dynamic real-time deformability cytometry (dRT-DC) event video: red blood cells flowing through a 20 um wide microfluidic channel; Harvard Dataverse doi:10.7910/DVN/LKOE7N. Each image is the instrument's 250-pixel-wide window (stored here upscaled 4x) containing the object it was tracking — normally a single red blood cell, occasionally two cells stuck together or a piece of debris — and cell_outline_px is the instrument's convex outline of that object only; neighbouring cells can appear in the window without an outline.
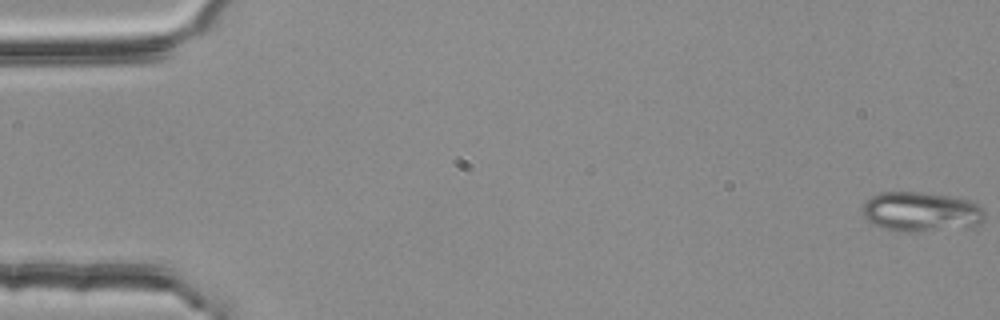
{"species": "common noctule bat (a hibernating species)", "species_latin": "Nyctalus noctula", "temperature_condition": "room temperature", "stored_images_in_passage": 55, "camera_frame_rate_fps": 3000, "um_per_image_px": 0.085, "animal": {"sex": "female", "body_mass_g": 25.1}, "frame": {"image": 1, "passage_image": 1, "time_ms": 0.0, "image_size_px": [1000, 320], "cell_outline_px": [[984, 220], [972, 228], [916, 232], [888, 232], [872, 224], [864, 216], [860, 208], [864, 200], [872, 196], [884, 192], [920, 192], [948, 196], [968, 200], [984, 208]], "centroid_in_image_um": [78.26, 18.04], "position_along_channel_um": 6.7, "area_um2": 29.07}}
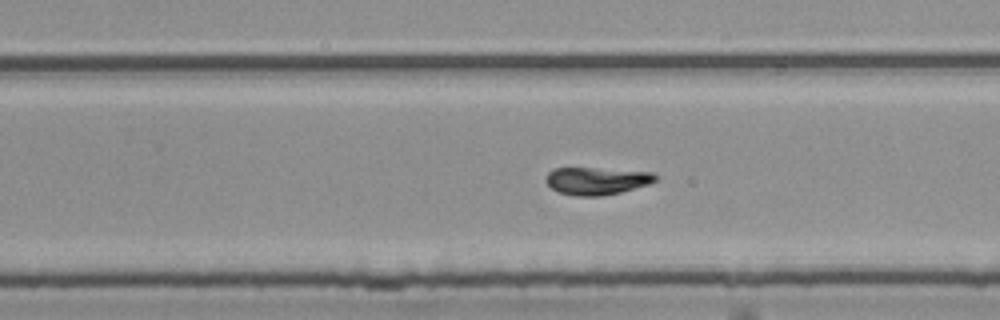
{"frame": {"image": 2, "passage_image": 35, "time_ms": 11.333, "image_size_px": [1000, 320], "cell_outline_px": [[656, 180], [648, 184], [620, 192], [600, 196], [576, 196], [560, 192], [552, 188], [544, 180], [548, 172], [552, 168], [592, 168], [652, 172], [656, 176]], "centroid_in_image_um": [50.67, 15.37], "position_along_channel_um": 279.1, "area_um2": 17.34}}
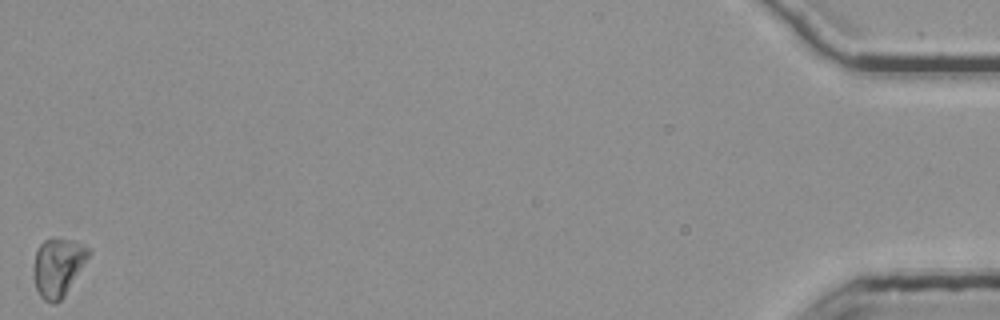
{"frame": {"image": 3, "passage_image": 55, "time_ms": 18.0, "image_size_px": [1000, 320], "cell_outline_px": [[92, 252], [64, 296], [56, 304], [52, 304], [44, 300], [40, 296], [36, 288], [36, 252], [40, 244], [44, 240], [72, 240], [88, 248]], "centroid_in_image_um": [4.97, 22.73], "position_along_channel_um": 430.2, "area_um2": 17.92}, "authors_computed_cell_mechanics": {"area_um2": 17.8602, "velocity_mm_per_s": 3.769, "shape_relaxation_time_tau1_ms": 5.2575, "shape_relaxation_time_tau2_ms": 4.3296, "deformation_change_tau1": 0.1494, "deformation_change_tau2": 0.0953}}